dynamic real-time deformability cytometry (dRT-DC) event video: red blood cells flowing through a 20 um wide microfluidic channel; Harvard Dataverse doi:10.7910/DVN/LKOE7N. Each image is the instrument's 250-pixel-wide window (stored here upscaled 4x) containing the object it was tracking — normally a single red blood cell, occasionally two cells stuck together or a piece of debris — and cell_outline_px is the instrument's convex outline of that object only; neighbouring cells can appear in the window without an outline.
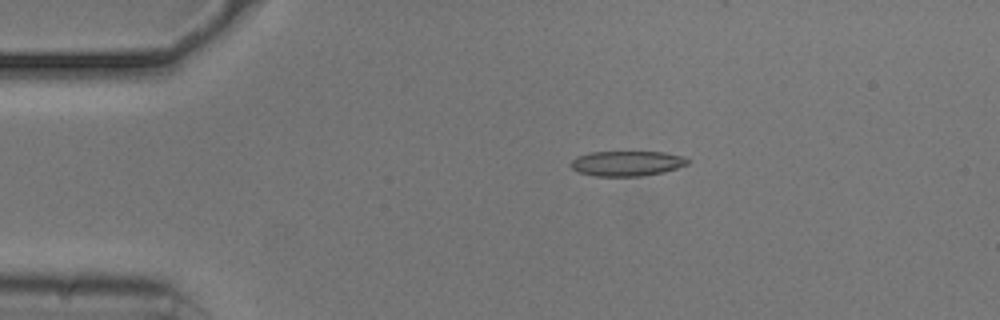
{"species": "common noctule bat (a hibernating species)", "species_latin": "Nyctalus noctula", "temperature_condition": "cold", "stored_images_in_passage": 44, "camera_frame_rate_fps": 3000, "um_per_image_px": 0.085, "animal": {"sex": "male", "body_mass_g": 20.5, "forearm_length_mm": 52.5}, "frame": {"image": 1, "passage_image": 1, "time_ms": 0.0, "image_size_px": [1000, 320], "cell_outline_px": [[692, 160], [688, 164], [664, 172], [644, 176], [596, 176], [580, 172], [572, 168], [568, 164], [576, 156], [592, 152], [664, 152], [684, 156]], "centroid_in_image_um": [53.31, 13.89], "position_along_channel_um": 31.7, "area_um2": 17.22}}
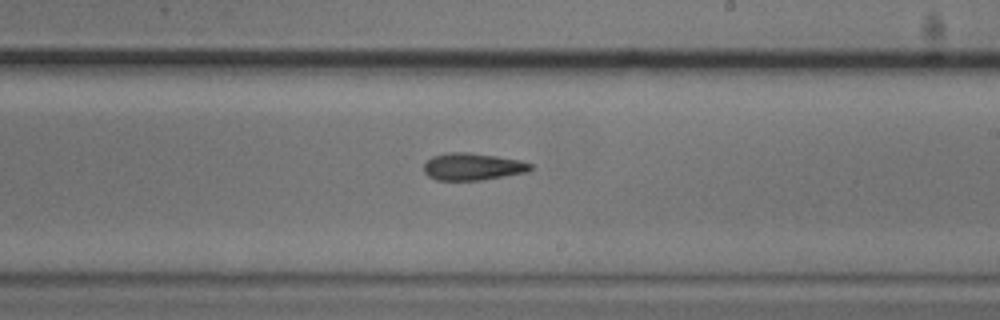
{"frame": {"image": 2, "passage_image": 22, "time_ms": 7.0, "image_size_px": [1000, 320], "cell_outline_px": [[532, 168], [528, 172], [480, 180], [436, 180], [428, 176], [424, 172], [424, 164], [432, 156], [448, 152], [468, 152], [496, 156], [520, 160], [532, 164]], "centroid_in_image_um": [40.16, 14.16], "position_along_channel_um": 248.8, "area_um2": 16.88}}
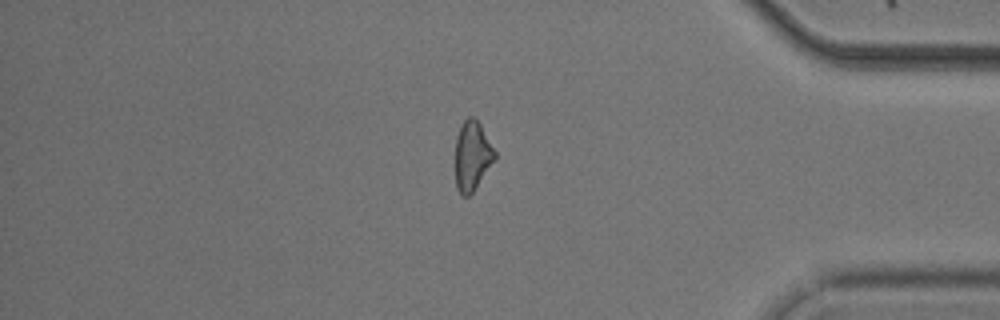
{"frame": {"image": 3, "passage_image": 36, "time_ms": 11.667, "image_size_px": [1000, 320], "cell_outline_px": [[496, 160], [472, 192], [468, 196], [460, 196], [456, 188], [456, 136], [464, 120], [468, 116], [472, 116], [480, 124], [496, 152]], "centroid_in_image_um": [40.14, 13.26], "position_along_channel_um": 395.1, "area_um2": 15.95}}